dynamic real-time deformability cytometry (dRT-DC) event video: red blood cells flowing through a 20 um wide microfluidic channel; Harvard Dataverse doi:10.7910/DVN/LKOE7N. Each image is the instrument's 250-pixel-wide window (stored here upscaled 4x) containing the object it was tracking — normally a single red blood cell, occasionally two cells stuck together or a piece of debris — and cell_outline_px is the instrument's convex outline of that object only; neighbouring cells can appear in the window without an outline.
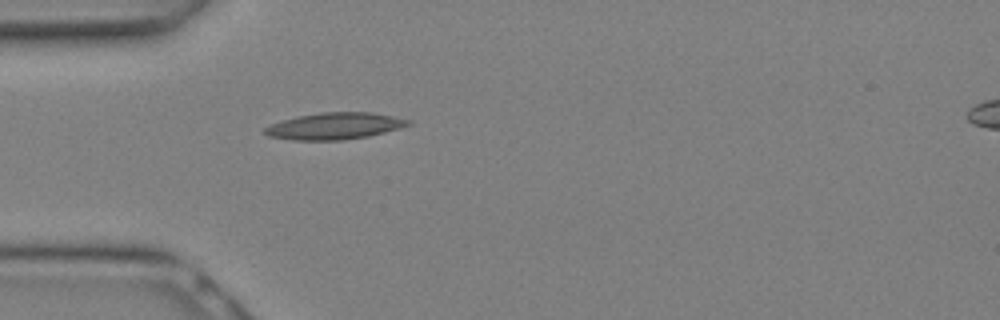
{"species": "Egyptian fruit bat (a non-hibernating species)", "species_latin": "Rousettus aegyptiacus", "temperature_condition": "warm", "stored_images_in_passage": 20, "camera_frame_rate_fps": 3000, "um_per_image_px": 0.085, "animal": {"sex": "female"}, "frame": {"image": 1, "passage_image": 1, "time_ms": 0.0, "image_size_px": [1000, 320], "cell_outline_px": [[412, 124], [400, 128], [368, 136], [344, 140], [292, 140], [268, 136], [264, 132], [264, 128], [272, 124], [284, 120], [300, 116], [320, 112], [372, 112], [412, 120]], "centroid_in_image_um": [28.48, 10.71], "position_along_channel_um": 56.5, "area_um2": 22.2}}
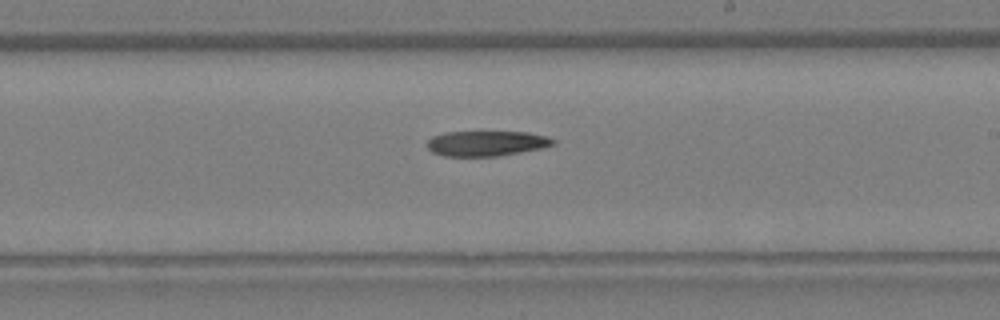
{"frame": {"image": 2, "passage_image": 9, "time_ms": 2.667, "image_size_px": [1000, 320], "cell_outline_px": [[556, 144], [540, 148], [520, 152], [496, 156], [444, 156], [432, 152], [428, 148], [428, 140], [432, 136], [444, 132], [528, 132], [548, 136], [556, 140]], "centroid_in_image_um": [41.36, 12.18], "position_along_channel_um": 247.6, "area_um2": 18.5}}
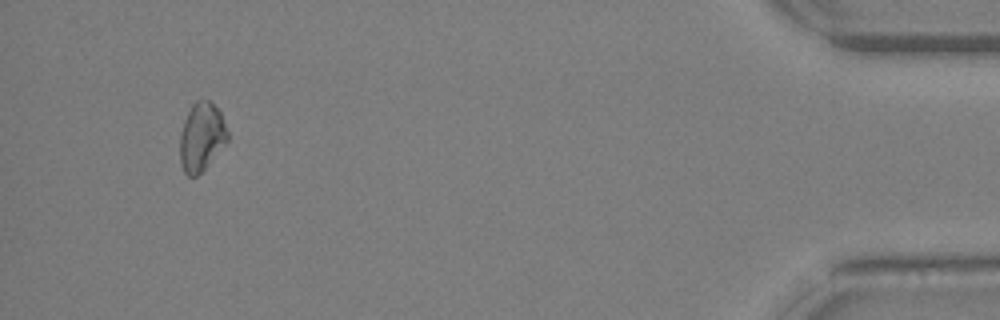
{"frame": {"image": 3, "passage_image": 19, "time_ms": 6.0, "image_size_px": [1000, 320], "cell_outline_px": [[228, 140], [204, 168], [196, 176], [188, 176], [184, 172], [180, 164], [180, 132], [184, 120], [192, 104], [196, 100], [208, 100], [220, 112], [228, 132]], "centroid_in_image_um": [17.1, 11.63], "position_along_channel_um": 418.1, "area_um2": 18.73}}